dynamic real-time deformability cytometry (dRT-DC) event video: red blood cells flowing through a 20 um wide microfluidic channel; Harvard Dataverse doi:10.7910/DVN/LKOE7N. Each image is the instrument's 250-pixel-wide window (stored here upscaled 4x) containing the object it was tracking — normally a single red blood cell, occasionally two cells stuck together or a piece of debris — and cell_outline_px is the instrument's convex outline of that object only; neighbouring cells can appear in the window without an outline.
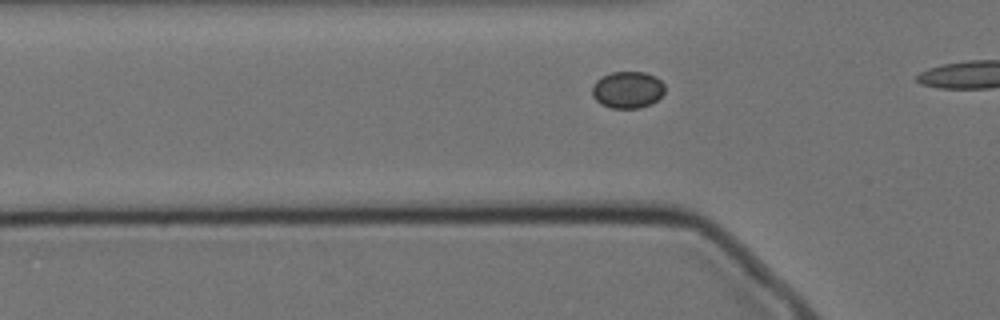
{"species": "Egyptian fruit bat (a non-hibernating species)", "species_latin": "Rousettus aegyptiacus", "temperature_condition": "cold", "stored_images_in_passage": 11, "camera_frame_rate_fps": 3000, "um_per_image_px": 0.085, "animal": {"sex": "female"}, "frame": {"image": 1, "passage_image": 8, "time_ms": 2.333, "image_size_px": [1000, 320], "cell_outline_px": [[664, 92], [652, 104], [640, 108], [612, 108], [600, 104], [592, 96], [592, 84], [596, 80], [612, 72], [644, 72], [656, 76], [664, 84]], "centroid_in_image_um": [53.33, 7.63], "position_along_channel_um": 72.5, "area_um2": 15.66}}